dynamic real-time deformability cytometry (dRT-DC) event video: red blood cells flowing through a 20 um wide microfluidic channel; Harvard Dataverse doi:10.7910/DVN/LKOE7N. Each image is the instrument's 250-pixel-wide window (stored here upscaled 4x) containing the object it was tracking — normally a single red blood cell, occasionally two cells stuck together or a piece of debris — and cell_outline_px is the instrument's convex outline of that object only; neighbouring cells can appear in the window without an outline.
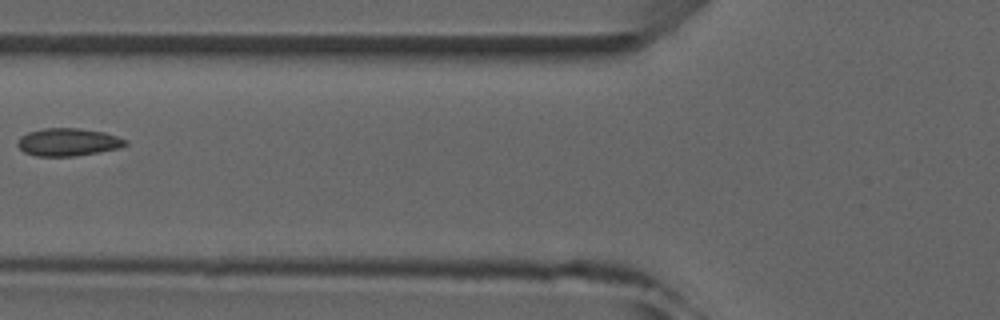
{"species": "common noctule bat (a hibernating species)", "species_latin": "Nyctalus noctula", "temperature_condition": "room temperature", "stored_images_in_passage": 8, "camera_frame_rate_fps": 3000, "um_per_image_px": 0.085, "animal": {"sex": "male", "forearm_length_mm": 52.5}, "frame": {"image": 1, "passage_image": 6, "time_ms": 5.667, "image_size_px": [1000, 320], "cell_outline_px": [[128, 144], [120, 148], [100, 152], [76, 156], [36, 156], [24, 152], [16, 144], [16, 140], [20, 136], [28, 132], [44, 128], [76, 128], [104, 132], [128, 140]], "centroid_in_image_um": [5.78, 12.08], "position_along_channel_um": 120.0, "area_um2": 17.57}}
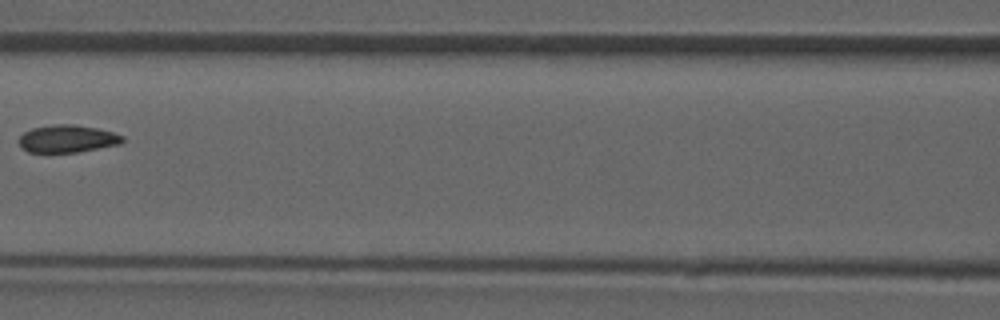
{"frame": {"image": 2, "passage_image": 7, "time_ms": 6.667, "image_size_px": [1000, 320], "cell_outline_px": [[124, 140], [120, 144], [76, 152], [28, 152], [20, 148], [20, 136], [24, 132], [32, 128], [56, 124], [72, 124], [96, 128], [112, 132], [124, 136]], "centroid_in_image_um": [5.71, 11.79], "position_along_channel_um": 160.9, "area_um2": 16.47}}